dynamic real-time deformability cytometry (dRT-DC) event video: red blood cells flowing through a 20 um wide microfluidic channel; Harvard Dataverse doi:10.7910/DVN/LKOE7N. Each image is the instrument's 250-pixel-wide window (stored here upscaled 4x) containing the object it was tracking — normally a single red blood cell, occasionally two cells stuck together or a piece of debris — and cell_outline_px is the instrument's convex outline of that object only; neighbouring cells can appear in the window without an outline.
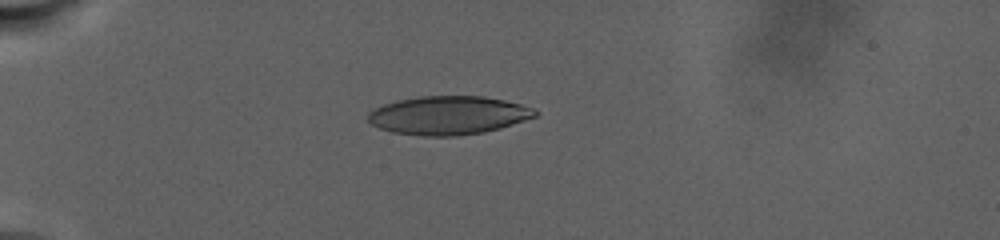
{"species": "human", "species_latin": "Homo sapiens", "temperature_condition": "warm", "stored_images_in_passage": 65, "camera_frame_rate_fps": 3000, "um_per_image_px": 0.085, "donor": {"sex": "male"}, "frame": {"image": 1, "passage_image": 13, "time_ms": 8.667, "image_size_px": [1000, 240], "cell_outline_px": [[540, 112], [536, 116], [500, 128], [484, 132], [460, 136], [424, 136], [392, 132], [380, 128], [372, 124], [368, 120], [368, 112], [372, 108], [396, 100], [420, 96], [484, 96], [504, 100], [520, 104], [532, 108]], "centroid_in_image_um": [38.09, 9.8], "position_along_channel_um": 46.9, "area_um2": 37.63}}
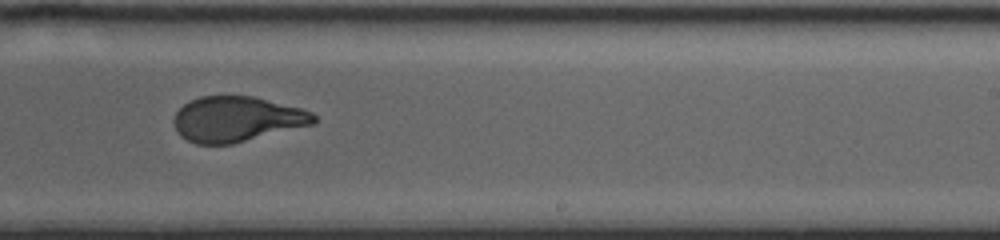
{"frame": {"image": 2, "passage_image": 40, "time_ms": 19.667, "image_size_px": [1000, 240], "cell_outline_px": [[316, 120], [312, 124], [232, 144], [196, 144], [180, 136], [172, 120], [176, 112], [184, 104], [200, 96], [252, 96], [300, 108], [312, 112], [316, 116]], "centroid_in_image_um": [20.1, 10.12], "position_along_channel_um": 268.9, "area_um2": 36.59}}
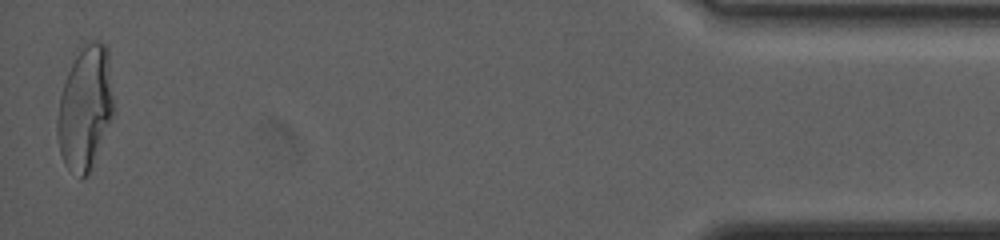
{"frame": {"image": 3, "passage_image": 65, "time_ms": 29.333, "image_size_px": [1000, 240], "cell_outline_px": [[116, 108], [88, 176], [80, 180], [64, 164], [60, 152], [56, 132], [56, 120], [60, 96], [68, 72], [76, 56], [92, 40], [100, 40], [108, 48]], "centroid_in_image_um": [7.27, 9.22], "position_along_channel_um": 427.9, "area_um2": 40.98}, "authors_computed_cell_mechanics": {"area_um2": 37.9746, "velocity_mm_per_s": 2.3975, "shape_relaxation_time_tau1_ms": null, "shape_relaxation_time_tau2_ms": 1.4338, "deformation_change_tau1": null, "deformation_change_tau2": 0.0779}}